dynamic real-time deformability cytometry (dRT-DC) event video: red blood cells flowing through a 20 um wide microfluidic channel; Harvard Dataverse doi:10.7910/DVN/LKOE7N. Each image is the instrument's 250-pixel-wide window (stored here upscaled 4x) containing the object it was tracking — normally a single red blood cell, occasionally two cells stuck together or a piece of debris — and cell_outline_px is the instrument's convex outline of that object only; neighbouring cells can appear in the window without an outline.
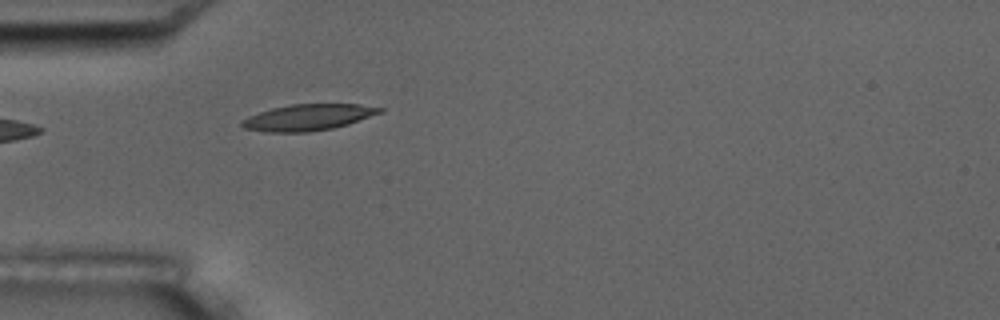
{"species": "common noctule bat (a hibernating species)", "species_latin": "Nyctalus noctula", "temperature_condition": "room temperature", "stored_images_in_passage": 1, "camera_frame_rate_fps": 3000, "um_per_image_px": 0.085, "animal": {"sex": "male", "body_mass_g": 17.5, "forearm_length_mm": 52.3}, "frame": {"image": 1, "passage_image": 1, "time_ms": 0.0, "image_size_px": [1000, 320], "cell_outline_px": [[384, 112], [348, 124], [332, 128], [308, 132], [264, 132], [244, 128], [240, 124], [240, 120], [248, 116], [272, 108], [292, 104], [360, 104], [384, 108]], "centroid_in_image_um": [26.19, 9.97], "position_along_channel_um": 58.8, "area_um2": 21.15}}